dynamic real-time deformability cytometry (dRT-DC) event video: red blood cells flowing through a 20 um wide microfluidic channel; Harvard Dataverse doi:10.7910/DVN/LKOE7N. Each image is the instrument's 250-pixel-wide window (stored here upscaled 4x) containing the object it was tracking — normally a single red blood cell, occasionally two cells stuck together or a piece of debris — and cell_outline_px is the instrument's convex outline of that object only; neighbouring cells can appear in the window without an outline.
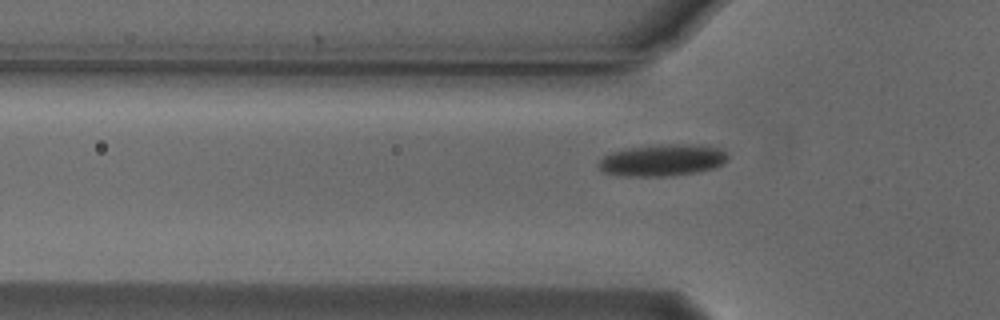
{"species": "Egyptian fruit bat (a non-hibernating species)", "species_latin": "Rousettus aegyptiacus", "temperature_condition": "cold", "stored_images_in_passage": 35, "camera_frame_rate_fps": 3000, "um_per_image_px": 0.085, "animal": {"sex": "male"}, "frame": {"image": 1, "passage_image": 9, "time_ms": 2.667, "image_size_px": [1000, 320], "cell_outline_px": [[728, 160], [712, 168], [696, 172], [664, 176], [616, 176], [604, 172], [596, 164], [604, 156], [612, 152], [632, 148], [660, 144], [704, 144], [720, 148], [728, 156]], "centroid_in_image_um": [56.3, 13.61], "position_along_channel_um": 69.5, "area_um2": 23.87}}
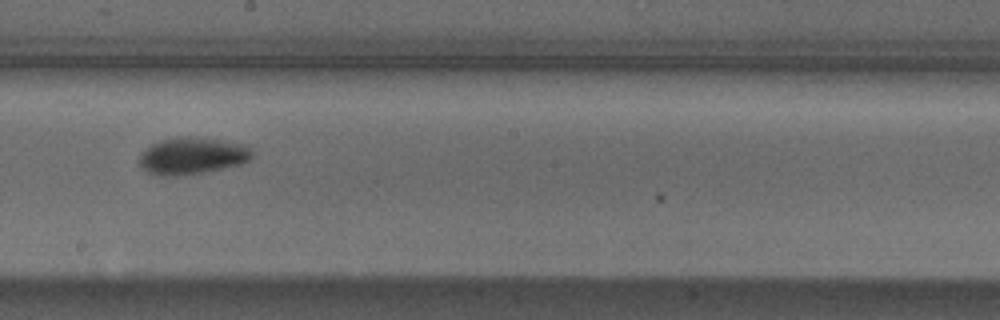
{"frame": {"image": 2, "passage_image": 22, "time_ms": 7.0, "image_size_px": [1000, 320], "cell_outline_px": [[252, 156], [248, 160], [240, 164], [204, 172], [184, 176], [160, 176], [148, 172], [140, 164], [140, 156], [152, 144], [160, 140], [180, 136], [192, 136], [220, 140], [244, 144], [252, 148]], "centroid_in_image_um": [16.36, 13.24], "position_along_channel_um": 231.8, "area_um2": 24.16}}
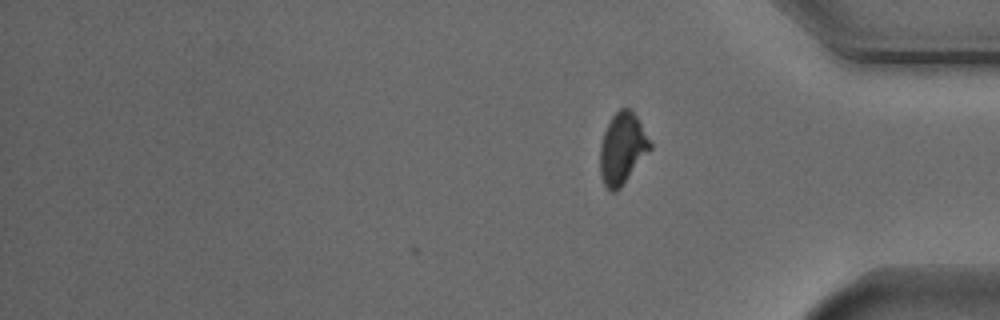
{"frame": {"image": 3, "passage_image": 35, "time_ms": 11.333, "image_size_px": [1000, 320], "cell_outline_px": [[652, 148], [620, 188], [616, 192], [612, 192], [604, 184], [600, 172], [600, 144], [604, 132], [612, 116], [620, 108], [628, 108], [636, 116], [652, 144]], "centroid_in_image_um": [52.89, 12.63], "position_along_channel_um": 382.3, "area_um2": 20.52}, "authors_computed_cell_mechanics": {"area_um2": 23.0622, "velocity_mm_per_s": 3.7479, "shape_relaxation_time_tau1_ms": 3.228, "shape_relaxation_time_tau2_ms": 3.0485, "deformation_change_tau1": 0.1153, "deformation_change_tau2": 0.0685}}